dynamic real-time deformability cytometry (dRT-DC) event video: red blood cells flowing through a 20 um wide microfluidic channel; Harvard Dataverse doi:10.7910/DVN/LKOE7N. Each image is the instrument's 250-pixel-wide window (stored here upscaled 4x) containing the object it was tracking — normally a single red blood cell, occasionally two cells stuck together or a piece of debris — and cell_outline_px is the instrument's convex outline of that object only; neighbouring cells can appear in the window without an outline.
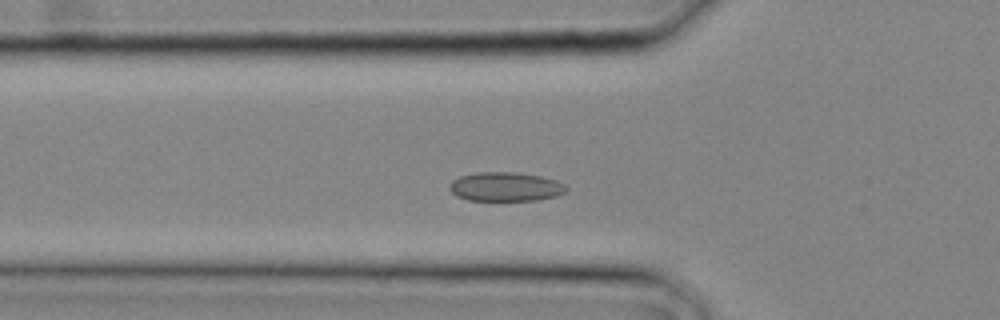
{"species": "common noctule bat (a hibernating species)", "species_latin": "Nyctalus noctula", "temperature_condition": "cold", "stored_images_in_passage": 22, "camera_frame_rate_fps": 3000, "um_per_image_px": 0.085, "animal": {"sex": "male", "body_mass_g": 20.4}, "frame": {"image": 1, "passage_image": 4, "time_ms": 1.0, "image_size_px": [1000, 320], "cell_outline_px": [[568, 192], [556, 196], [536, 200], [468, 200], [456, 196], [448, 188], [448, 184], [452, 180], [460, 176], [476, 172], [516, 172], [540, 176], [556, 180], [564, 184], [568, 188]], "centroid_in_image_um": [42.96, 15.87], "position_along_channel_um": 82.8, "area_um2": 19.94}}
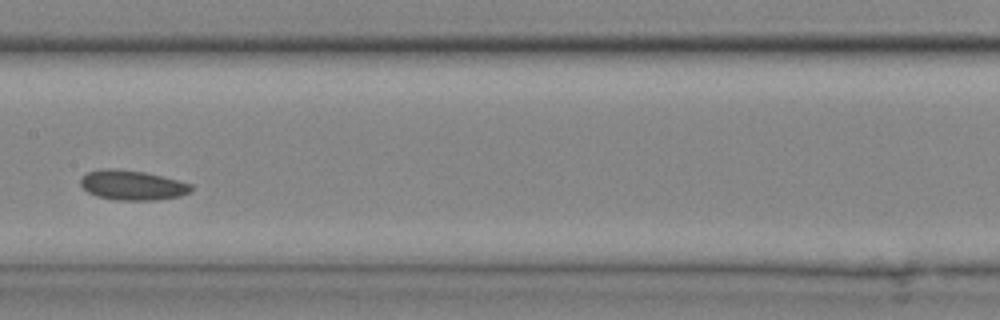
{"frame": {"image": 2, "passage_image": 9, "time_ms": 2.667, "image_size_px": [1000, 320], "cell_outline_px": [[192, 192], [180, 196], [156, 200], [116, 200], [96, 196], [88, 192], [80, 184], [80, 180], [88, 172], [100, 168], [112, 168], [144, 172], [192, 184]], "centroid_in_image_um": [11.24, 15.74], "position_along_channel_um": 196.2, "area_um2": 19.13}}
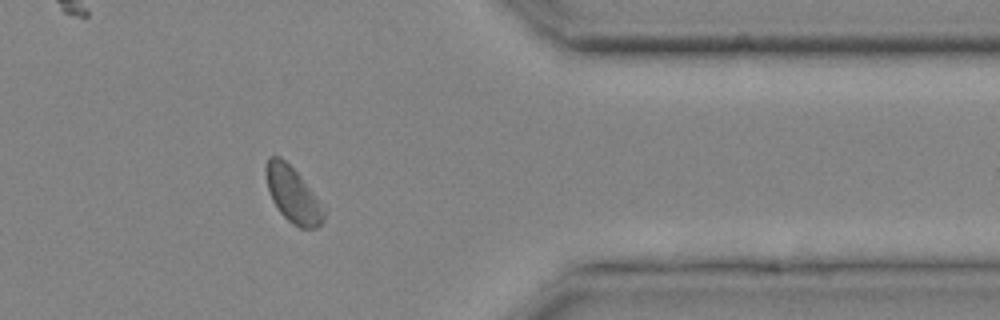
{"frame": {"image": 3, "passage_image": 18, "time_ms": 5.667, "image_size_px": [1000, 320], "cell_outline_px": [[324, 220], [316, 228], [300, 228], [292, 224], [280, 212], [272, 200], [268, 188], [264, 172], [264, 168], [268, 156], [280, 156], [300, 176], [324, 204]], "centroid_in_image_um": [24.89, 16.55], "position_along_channel_um": 386.5, "area_um2": 18.84}}